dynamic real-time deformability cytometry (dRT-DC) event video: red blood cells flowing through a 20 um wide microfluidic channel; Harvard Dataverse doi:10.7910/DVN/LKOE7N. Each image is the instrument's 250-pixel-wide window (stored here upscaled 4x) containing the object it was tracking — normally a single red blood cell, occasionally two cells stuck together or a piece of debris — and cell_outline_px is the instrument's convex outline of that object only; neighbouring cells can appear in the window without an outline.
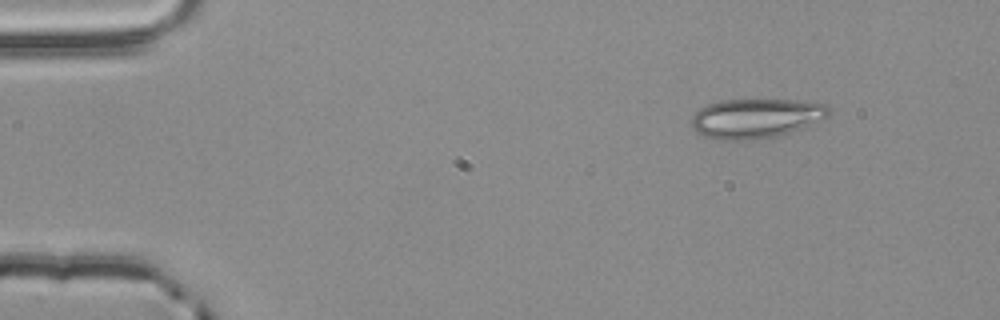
{"species": "common noctule bat (a hibernating species)", "species_latin": "Nyctalus noctula", "temperature_condition": "room temperature", "stored_images_in_passage": 4, "segment_of_instrument_passage": [1, 2], "camera_frame_rate_fps": 3000, "um_per_image_px": 0.085, "animal": {"sex": "male", "body_mass_g": 20.4}, "frame": {"image": 1, "passage_image": 1, "time_ms": 0.0, "image_size_px": [1000, 320], "cell_outline_px": [[832, 112], [828, 116], [804, 128], [780, 136], [752, 140], [724, 140], [704, 136], [696, 132], [692, 128], [692, 116], [700, 108], [708, 104], [720, 100], [796, 100], [828, 104], [832, 108]], "centroid_in_image_um": [64.3, 10.06], "position_along_channel_um": 20.7, "area_um2": 32.02}}